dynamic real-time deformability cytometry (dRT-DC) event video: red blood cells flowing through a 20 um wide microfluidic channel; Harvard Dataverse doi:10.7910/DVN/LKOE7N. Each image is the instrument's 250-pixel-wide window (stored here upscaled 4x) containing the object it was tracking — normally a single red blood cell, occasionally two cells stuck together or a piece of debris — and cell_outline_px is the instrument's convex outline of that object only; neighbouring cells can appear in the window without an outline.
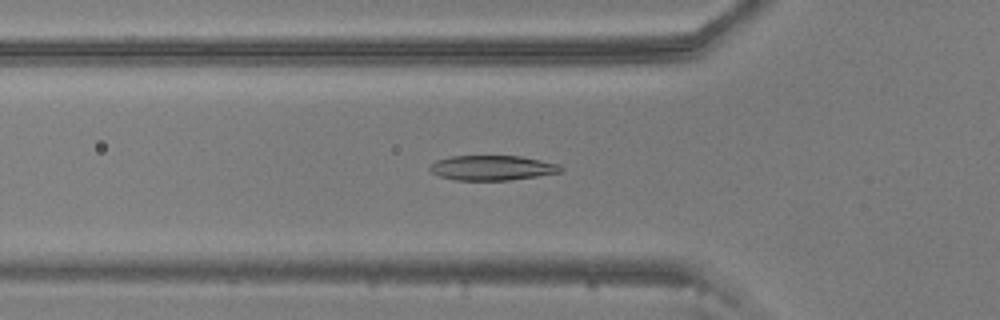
{"species": "common noctule bat (a hibernating species)", "species_latin": "Nyctalus noctula", "temperature_condition": "warm", "stored_images_in_passage": 36, "camera_frame_rate_fps": 3000, "um_per_image_px": 0.085, "animal": {"sex": "male", "body_mass_g": 20.5, "forearm_length_mm": 52.5}, "frame": {"image": 1, "passage_image": 14, "time_ms": 4.333, "image_size_px": [1000, 320], "cell_outline_px": [[564, 168], [560, 172], [536, 176], [508, 180], [456, 180], [440, 176], [432, 172], [428, 168], [436, 160], [452, 156], [520, 156], [560, 164]], "centroid_in_image_um": [41.84, 14.26], "position_along_channel_um": 84.0, "area_um2": 18.84}}
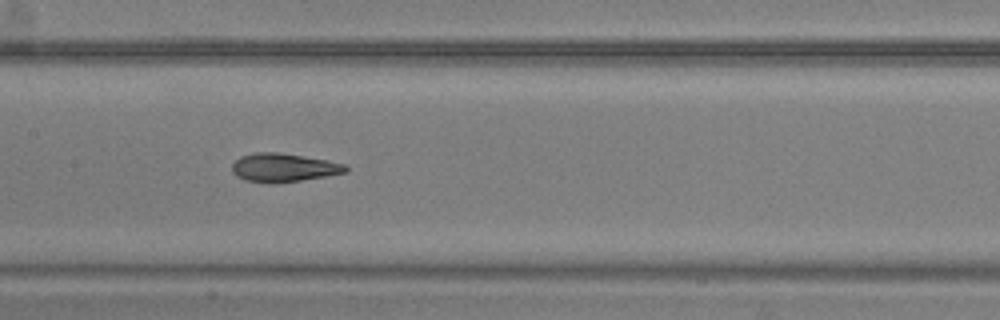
{"frame": {"image": 2, "passage_image": 22, "time_ms": 7.0, "image_size_px": [1000, 320], "cell_outline_px": [[348, 172], [300, 180], [244, 180], [236, 176], [232, 172], [232, 164], [240, 156], [256, 152], [280, 152], [328, 160], [344, 164], [348, 168]], "centroid_in_image_um": [24.12, 14.19], "position_along_channel_um": 183.3, "area_um2": 18.15}}
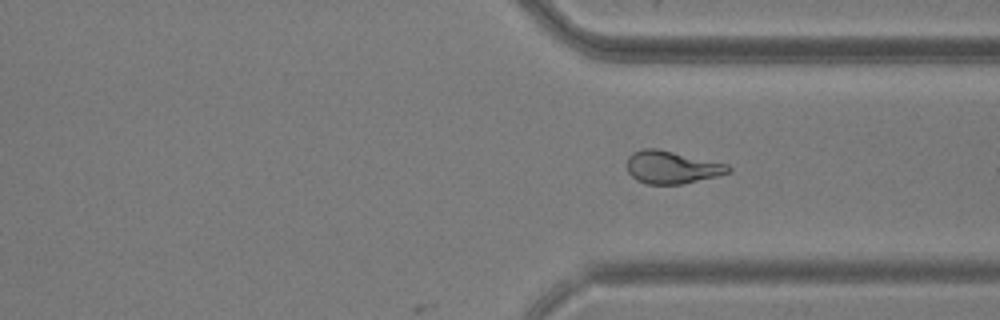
{"frame": {"image": 3, "passage_image": 36, "time_ms": 11.667, "image_size_px": [1000, 320], "cell_outline_px": [[732, 168], [728, 172], [716, 176], [680, 184], [648, 184], [636, 180], [628, 172], [628, 156], [632, 152], [644, 148], [656, 148], [728, 164]], "centroid_in_image_um": [57.08, 14.21], "position_along_channel_um": 354.3, "area_um2": 19.07}}